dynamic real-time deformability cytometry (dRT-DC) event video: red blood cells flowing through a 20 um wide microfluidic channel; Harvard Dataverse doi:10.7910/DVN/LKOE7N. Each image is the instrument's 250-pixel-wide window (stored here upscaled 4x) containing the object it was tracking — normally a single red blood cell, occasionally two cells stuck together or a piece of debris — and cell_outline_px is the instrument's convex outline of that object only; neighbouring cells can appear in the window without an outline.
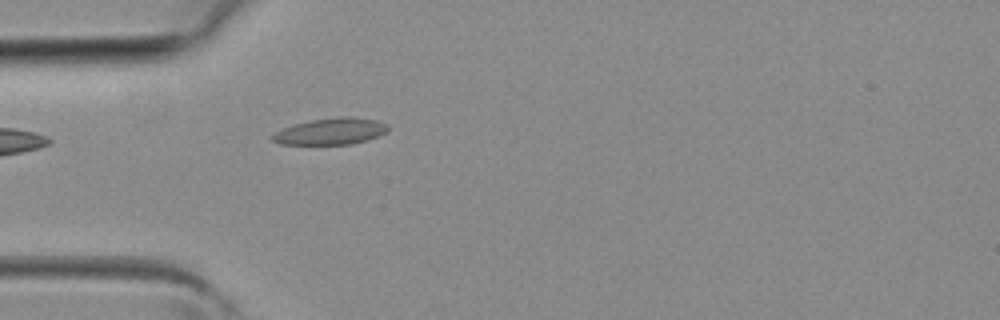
{"species": "common noctule bat (a hibernating species)", "species_latin": "Nyctalus noctula", "temperature_condition": "room temperature", "stored_images_in_passage": 4, "camera_frame_rate_fps": 3000, "um_per_image_px": 0.085, "animal": {"sex": "female", "body_mass_g": 19.3, "forearm_length_mm": 54.1}, "frame": {"image": 1, "passage_image": 4, "time_ms": 1.0, "image_size_px": [1000, 320], "cell_outline_px": [[388, 132], [368, 140], [352, 144], [280, 144], [272, 140], [272, 136], [276, 132], [292, 124], [312, 120], [340, 116], [352, 116], [376, 120], [388, 124]], "centroid_in_image_um": [28.16, 11.16], "position_along_channel_um": 56.8, "area_um2": 17.92}}